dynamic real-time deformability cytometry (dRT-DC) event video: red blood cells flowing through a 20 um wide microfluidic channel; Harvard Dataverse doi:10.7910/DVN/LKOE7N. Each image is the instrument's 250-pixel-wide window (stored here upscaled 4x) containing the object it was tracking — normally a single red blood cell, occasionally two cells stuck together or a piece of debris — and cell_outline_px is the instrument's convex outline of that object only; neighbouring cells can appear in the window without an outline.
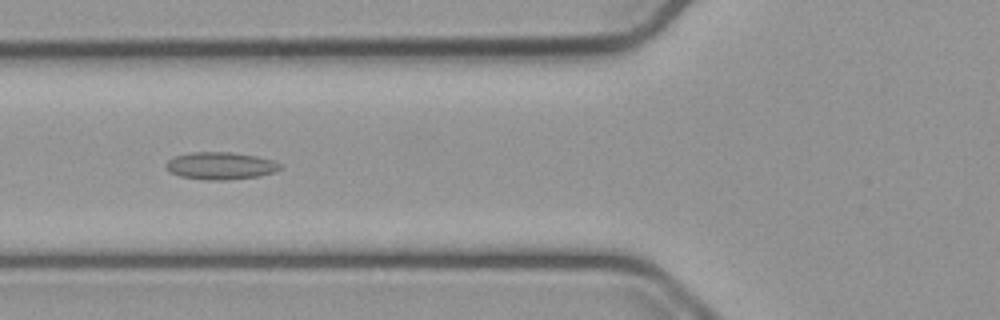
{"species": "common noctule bat (a hibernating species)", "species_latin": "Nyctalus noctula", "temperature_condition": "cold", "stored_images_in_passage": 11, "camera_frame_rate_fps": 3000, "um_per_image_px": 0.085, "animal": {"sex": "male", "body_mass_g": 23.1, "forearm_length_mm": 52.7}, "frame": {"image": 1, "passage_image": 7, "time_ms": 2.0, "image_size_px": [1000, 320], "cell_outline_px": [[280, 168], [276, 172], [260, 176], [228, 180], [208, 180], [180, 176], [168, 172], [164, 168], [164, 164], [168, 160], [176, 156], [192, 152], [228, 152], [256, 156], [272, 160], [280, 164]], "centroid_in_image_um": [18.71, 14.1], "position_along_channel_um": 107.1, "area_um2": 18.26}}